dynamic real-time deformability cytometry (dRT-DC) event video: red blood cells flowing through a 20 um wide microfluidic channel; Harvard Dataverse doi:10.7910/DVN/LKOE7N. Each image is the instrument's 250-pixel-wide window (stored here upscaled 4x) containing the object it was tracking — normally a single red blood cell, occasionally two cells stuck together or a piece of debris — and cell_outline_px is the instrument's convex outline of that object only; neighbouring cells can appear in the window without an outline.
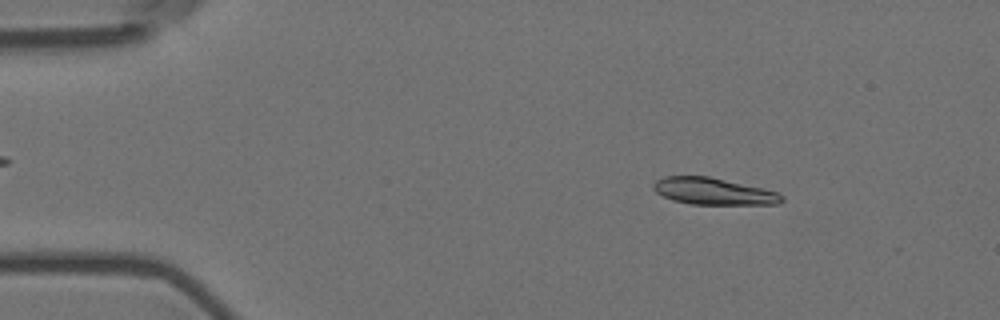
{"species": "Egyptian fruit bat (a non-hibernating species)", "species_latin": "Rousettus aegyptiacus", "temperature_condition": "room temperature", "stored_images_in_passage": 55, "camera_frame_rate_fps": 3000, "um_per_image_px": 0.085, "animal": {"sex": "female"}, "frame": {"image": 1, "passage_image": 7, "time_ms": 2.0, "image_size_px": [1000, 320], "cell_outline_px": [[784, 200], [780, 204], [692, 204], [672, 200], [656, 192], [652, 188], [652, 184], [656, 180], [664, 176], [708, 176], [764, 188], [776, 192], [784, 196]], "centroid_in_image_um": [60.64, 16.26], "position_along_channel_um": 24.4, "area_um2": 20.06}}
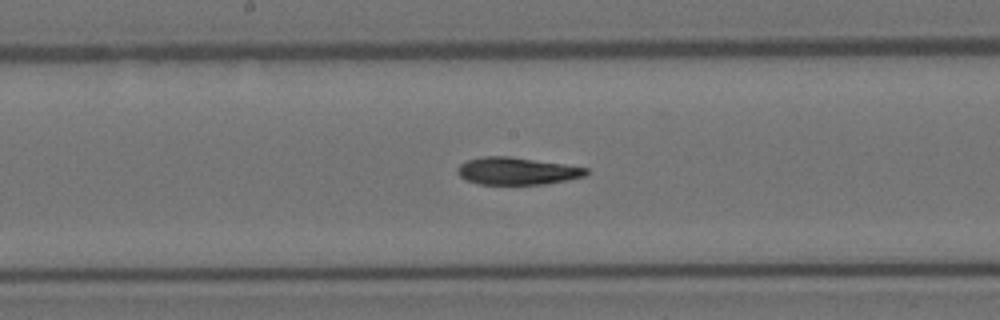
{"frame": {"image": 2, "passage_image": 28, "time_ms": 9.0, "image_size_px": [1000, 320], "cell_outline_px": [[588, 172], [584, 176], [568, 180], [544, 184], [480, 184], [464, 180], [456, 172], [456, 168], [460, 164], [468, 160], [480, 156], [508, 156], [564, 164], [588, 168]], "centroid_in_image_um": [43.9, 14.53], "position_along_channel_um": 204.3, "area_um2": 20.52}}
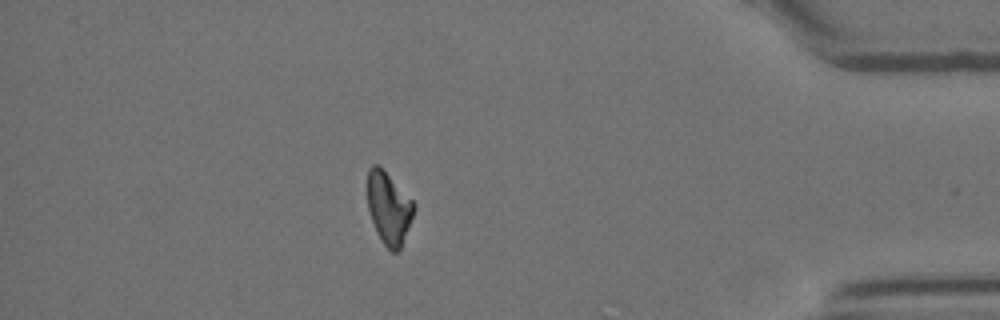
{"frame": {"image": 3, "passage_image": 48, "time_ms": 15.667, "image_size_px": [1000, 320], "cell_outline_px": [[416, 208], [400, 248], [396, 252], [392, 252], [380, 240], [372, 220], [368, 208], [368, 168], [372, 164], [380, 164], [416, 204]], "centroid_in_image_um": [33.05, 17.63], "position_along_channel_um": 402.2, "area_um2": 19.54}, "authors_computed_cell_mechanics": {"area_um2": 20.519, "velocity_mm_per_s": 3.5927, "shape_relaxation_time_tau1_ms": 10.6475, "shape_relaxation_time_tau2_ms": 3.8646, "deformation_change_tau1": 0.2382, "deformation_change_tau2": 0.0945}}